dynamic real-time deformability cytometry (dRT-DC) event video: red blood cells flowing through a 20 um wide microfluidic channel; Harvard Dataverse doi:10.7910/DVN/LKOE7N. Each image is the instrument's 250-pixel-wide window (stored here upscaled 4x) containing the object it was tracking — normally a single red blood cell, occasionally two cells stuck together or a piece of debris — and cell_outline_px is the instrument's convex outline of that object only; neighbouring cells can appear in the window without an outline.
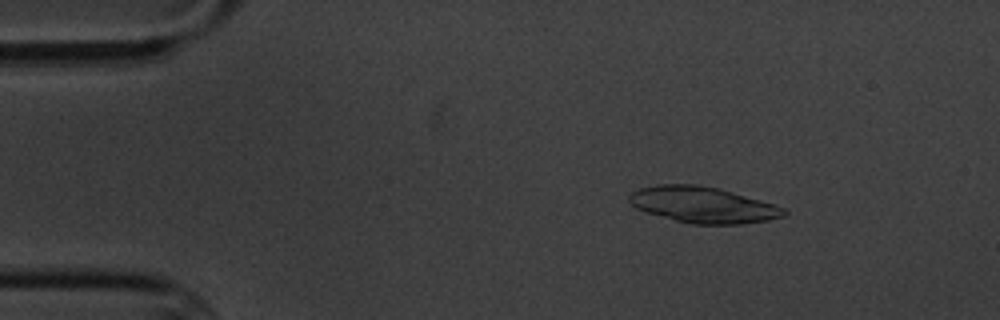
{"species": "common noctule bat (a hibernating species)", "species_latin": "Nyctalus noctula", "temperature_condition": "cold", "stored_images_in_passage": 5, "camera_frame_rate_fps": 3000, "um_per_image_px": 0.085, "animal": {"sex": "male", "body_mass_g": 20.1, "forearm_length_mm": 53.5}, "frame": {"image": 1, "passage_image": 3, "time_ms": 2.333, "image_size_px": [1000, 320], "cell_outline_px": [[788, 212], [784, 216], [768, 220], [740, 224], [692, 224], [676, 220], [648, 212], [636, 208], [628, 200], [628, 196], [632, 192], [640, 188], [656, 184], [696, 184], [716, 188], [732, 192], [776, 204], [784, 208]], "centroid_in_image_um": [59.77, 17.4], "position_along_channel_um": 25.2, "area_um2": 32.31}}